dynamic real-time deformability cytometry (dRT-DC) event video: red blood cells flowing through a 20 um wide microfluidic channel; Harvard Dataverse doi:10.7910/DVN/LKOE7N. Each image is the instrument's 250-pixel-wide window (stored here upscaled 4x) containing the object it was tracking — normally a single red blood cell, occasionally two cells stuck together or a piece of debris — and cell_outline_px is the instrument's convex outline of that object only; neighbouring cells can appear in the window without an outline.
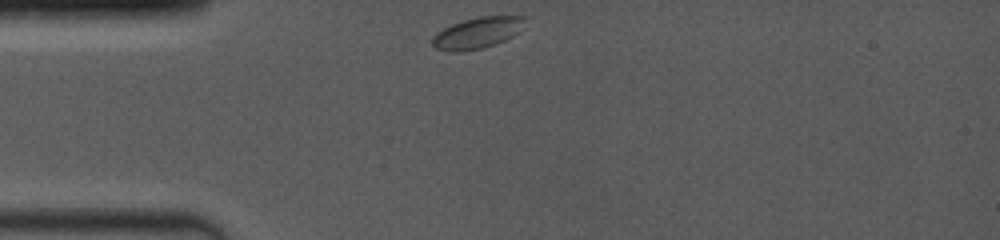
{"species": "common noctule bat (a hibernating species)", "species_latin": "Nyctalus noctula", "temperature_condition": "room temperature", "stored_images_in_passage": 48, "camera_frame_rate_fps": 4000, "um_per_image_px": 0.085, "animal": {"sex": "female", "body_mass_g": 19.0, "forearm_length_mm": 53.3}, "frame": {"image": 1, "passage_image": 1, "time_ms": 0.0, "image_size_px": [1000, 240], "cell_outline_px": [[528, 16], [520, 32], [496, 44], [480, 48], [456, 52], [448, 52], [436, 48], [432, 44], [432, 36], [436, 32], [452, 24], [464, 20], [480, 16]], "centroid_in_image_um": [40.58, 2.79], "position_along_channel_um": 44.4, "area_um2": 16.88}}
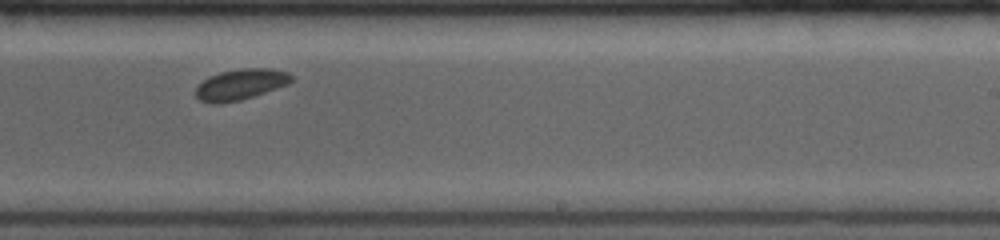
{"frame": {"image": 2, "passage_image": 27, "time_ms": 6.25, "image_size_px": [1000, 240], "cell_outline_px": [[292, 80], [288, 84], [240, 100], [220, 104], [212, 104], [200, 100], [196, 96], [196, 88], [208, 76], [220, 72], [240, 68], [272, 68], [288, 72], [292, 76]], "centroid_in_image_um": [20.44, 7.17], "position_along_channel_um": 268.6, "area_um2": 17.11}}
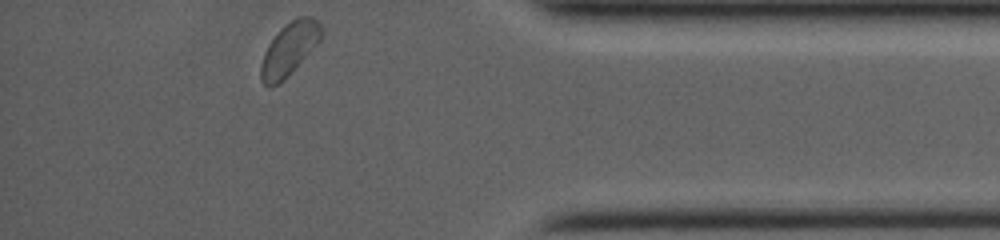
{"frame": {"image": 3, "passage_image": 48, "time_ms": 10.25, "image_size_px": [1000, 240], "cell_outline_px": [[324, 32], [320, 40], [284, 80], [268, 88], [264, 84], [260, 76], [260, 64], [264, 52], [268, 44], [280, 28], [284, 24], [296, 16], [312, 16], [320, 24]], "centroid_in_image_um": [24.58, 4.13], "position_along_channel_um": 410.6, "area_um2": 18.67}}